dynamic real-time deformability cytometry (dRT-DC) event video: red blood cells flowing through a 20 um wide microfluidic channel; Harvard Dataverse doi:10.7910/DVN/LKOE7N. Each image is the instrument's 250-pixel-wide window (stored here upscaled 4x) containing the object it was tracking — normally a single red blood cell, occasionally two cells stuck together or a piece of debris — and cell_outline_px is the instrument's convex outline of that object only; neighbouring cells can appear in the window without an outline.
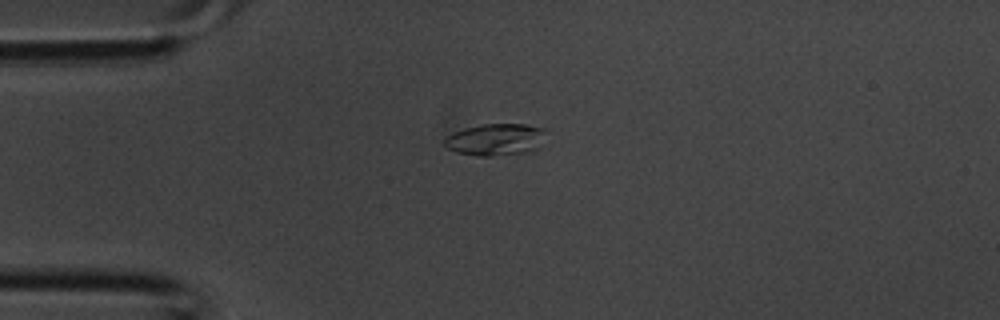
{"species": "common noctule bat (a hibernating species)", "species_latin": "Nyctalus noctula", "temperature_condition": "room temperature", "stored_images_in_passage": 29, "camera_frame_rate_fps": 3000, "um_per_image_px": 0.085, "animal": {"sex": "male", "body_mass_g": 20.1, "forearm_length_mm": 53.5}, "frame": {"image": 1, "passage_image": 1, "time_ms": 0.0, "image_size_px": [1000, 320], "cell_outline_px": [[544, 132], [536, 148], [532, 152], [492, 156], [476, 156], [456, 152], [444, 148], [444, 136], [452, 132], [464, 128], [484, 124], [524, 124], [544, 128]], "centroid_in_image_um": [42.03, 11.87], "position_along_channel_um": 43.0, "area_um2": 18.96}}
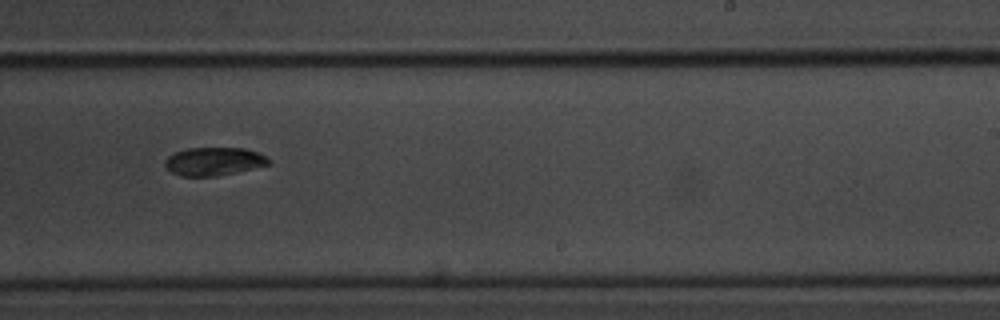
{"frame": {"image": 2, "passage_image": 15, "time_ms": 4.667, "image_size_px": [1000, 320], "cell_outline_px": [[272, 164], [236, 172], [216, 176], [180, 176], [172, 172], [164, 164], [164, 160], [168, 156], [176, 152], [188, 148], [244, 148], [256, 152], [272, 160]], "centroid_in_image_um": [18.19, 13.72], "position_along_channel_um": 270.8, "area_um2": 16.99}}
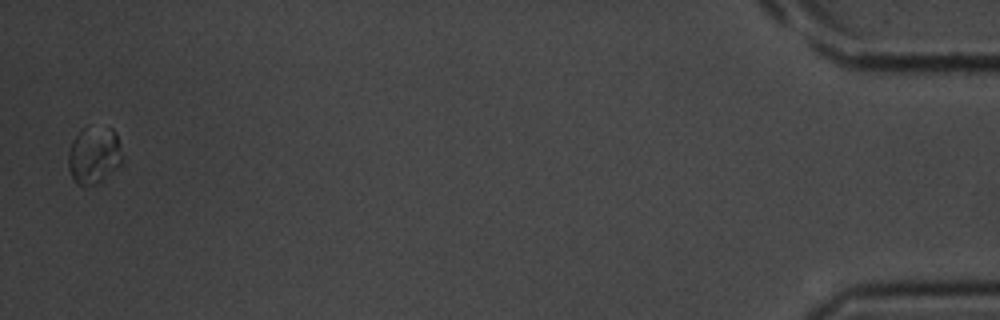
{"frame": {"image": 3, "passage_image": 29, "time_ms": 9.333, "image_size_px": [1000, 320], "cell_outline_px": [[120, 164], [100, 180], [92, 184], [76, 184], [68, 168], [68, 152], [80, 128], [112, 128], [116, 132], [120, 156]], "centroid_in_image_um": [7.94, 13.16], "position_along_channel_um": 427.3, "area_um2": 17.17}}